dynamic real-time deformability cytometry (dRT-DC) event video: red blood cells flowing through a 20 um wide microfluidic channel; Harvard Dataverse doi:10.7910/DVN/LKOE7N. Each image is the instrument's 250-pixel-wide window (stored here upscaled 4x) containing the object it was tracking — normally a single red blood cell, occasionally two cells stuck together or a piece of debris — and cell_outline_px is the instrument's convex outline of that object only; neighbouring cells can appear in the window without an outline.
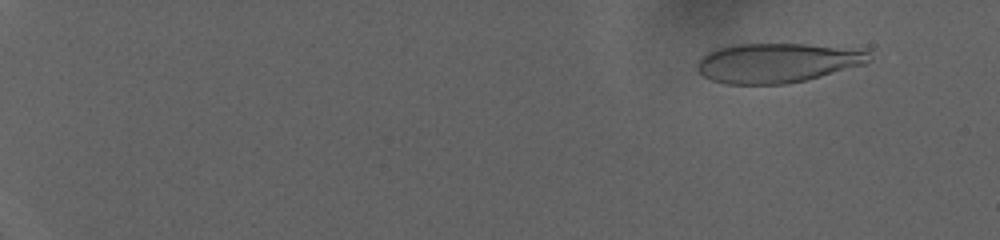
{"species": "human", "species_latin": "Homo sapiens", "temperature_condition": "warm", "stored_images_in_passage": 73, "camera_frame_rate_fps": 3000, "um_per_image_px": 0.085, "donor": {"sex": "female"}, "frame": {"image": 1, "passage_image": 9, "time_ms": 2.667, "image_size_px": [1000, 240], "cell_outline_px": [[872, 60], [864, 64], [820, 76], [804, 80], [784, 84], [728, 84], [712, 80], [704, 76], [696, 68], [696, 64], [708, 52], [716, 48], [732, 44], [804, 44], [864, 48], [872, 56]], "centroid_in_image_um": [66.1, 5.32], "position_along_channel_um": 18.9, "area_um2": 39.77}}
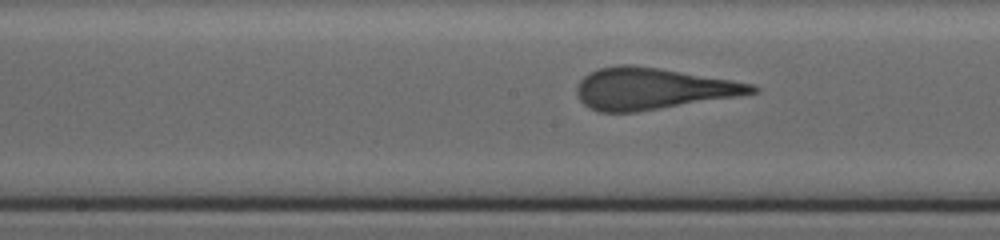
{"frame": {"image": 2, "passage_image": 48, "time_ms": 15.667, "image_size_px": [1000, 240], "cell_outline_px": [[760, 88], [756, 92], [736, 96], [636, 112], [600, 112], [584, 104], [580, 100], [576, 92], [576, 88], [580, 80], [588, 72], [600, 68], [616, 64], [632, 64], [732, 80], [752, 84]], "centroid_in_image_um": [55.41, 7.52], "position_along_channel_um": 192.8, "area_um2": 41.91}}
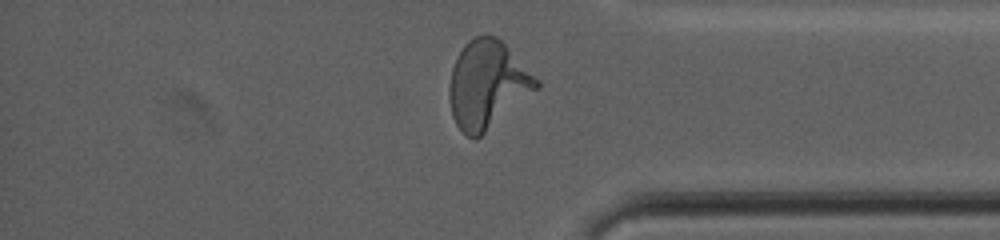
{"frame": {"image": 3, "passage_image": 70, "time_ms": 23.0, "image_size_px": [1000, 240], "cell_outline_px": [[540, 88], [476, 140], [468, 136], [456, 124], [452, 116], [448, 96], [448, 88], [452, 68], [464, 44], [468, 40], [476, 36], [496, 36], [540, 80]], "centroid_in_image_um": [41.43, 7.22], "position_along_channel_um": 393.8, "area_um2": 44.33}}